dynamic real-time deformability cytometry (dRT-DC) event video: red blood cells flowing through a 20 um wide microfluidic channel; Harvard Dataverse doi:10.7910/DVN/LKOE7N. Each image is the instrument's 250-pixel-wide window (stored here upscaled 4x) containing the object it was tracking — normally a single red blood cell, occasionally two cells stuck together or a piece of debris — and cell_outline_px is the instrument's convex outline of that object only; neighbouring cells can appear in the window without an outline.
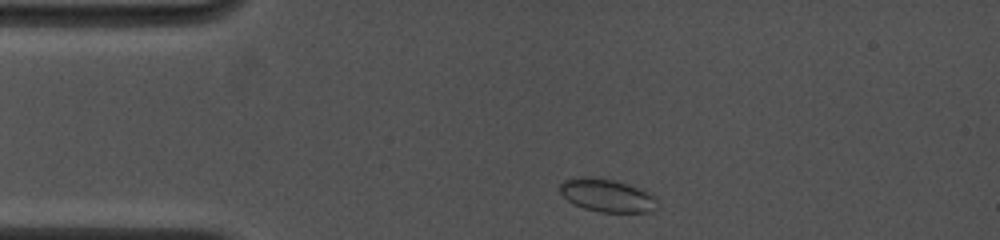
{"species": "common noctule bat (a hibernating species)", "species_latin": "Nyctalus noctula", "temperature_condition": "cold", "stored_images_in_passage": 28, "camera_frame_rate_fps": 4500, "um_per_image_px": 0.085, "animal": {"sex": "female", "body_mass_g": 19.0, "forearm_length_mm": 53.3}, "frame": {"image": 1, "passage_image": 1, "time_ms": 0.0, "image_size_px": [1000, 240], "cell_outline_px": [[656, 212], [600, 212], [584, 208], [568, 200], [560, 192], [560, 184], [564, 180], [580, 176], [588, 176], [612, 180], [628, 184], [652, 192], [656, 196]], "centroid_in_image_um": [51.64, 16.61], "position_along_channel_um": 33.4, "area_um2": 18.84}}
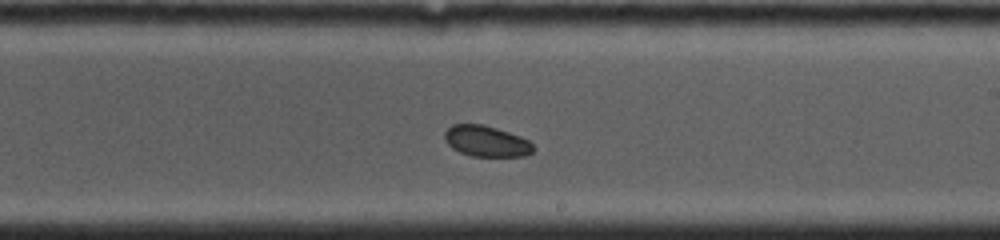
{"frame": {"image": 2, "passage_image": 16, "time_ms": 6.444, "image_size_px": [1000, 240], "cell_outline_px": [[536, 148], [532, 152], [524, 156], [472, 156], [460, 152], [452, 148], [444, 140], [444, 132], [452, 124], [484, 124], [520, 136], [528, 140]], "centroid_in_image_um": [41.33, 12.0], "position_along_channel_um": 247.7, "area_um2": 16.01}}
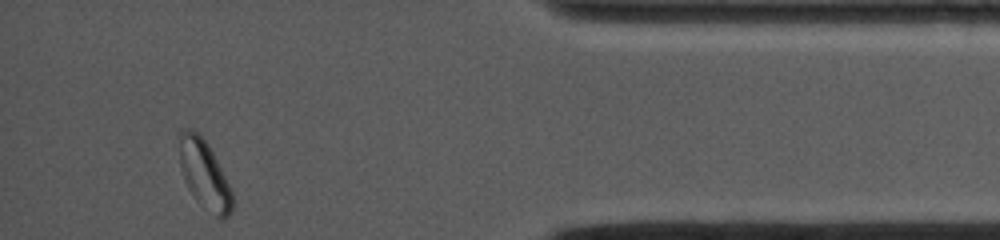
{"frame": {"image": 3, "passage_image": 28, "time_ms": 11.556, "image_size_px": [1000, 240], "cell_outline_px": [[232, 212], [224, 220], [220, 220], [196, 200], [188, 188], [184, 180], [180, 164], [180, 132], [188, 128], [196, 132], [208, 144], [232, 192]], "centroid_in_image_um": [17.37, 14.88], "position_along_channel_um": 417.8, "area_um2": 20.63}, "authors_computed_cell_mechanics": {"area_um2": 17.3689, "velocity_mm_per_s": 3.8926, "shape_relaxation_time_tau1_ms": null, "shape_relaxation_time_tau2_ms": 7.251, "deformation_change_tau1": null, "deformation_change_tau2": 0.0801}}